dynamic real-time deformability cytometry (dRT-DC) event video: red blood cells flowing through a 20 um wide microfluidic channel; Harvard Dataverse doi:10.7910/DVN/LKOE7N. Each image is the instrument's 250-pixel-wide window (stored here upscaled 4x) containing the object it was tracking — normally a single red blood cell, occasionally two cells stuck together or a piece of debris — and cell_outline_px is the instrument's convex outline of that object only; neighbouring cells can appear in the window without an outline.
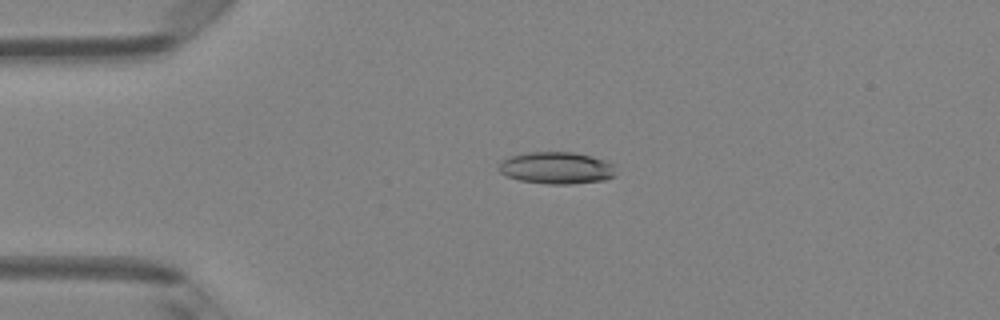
{"species": "Egyptian fruit bat (a non-hibernating species)", "species_latin": "Rousettus aegyptiacus", "temperature_condition": "room temperature", "stored_images_in_passage": 8, "camera_frame_rate_fps": 3000, "um_per_image_px": 0.085, "animal": {"sex": "female"}, "frame": {"image": 1, "passage_image": 4, "time_ms": 3.333, "image_size_px": [1000, 320], "cell_outline_px": [[616, 176], [604, 180], [572, 184], [548, 184], [520, 180], [504, 176], [496, 168], [500, 160], [508, 156], [528, 152], [572, 152], [592, 156], [604, 160], [612, 164]], "centroid_in_image_um": [47.24, 14.27], "position_along_channel_um": 37.8, "area_um2": 22.08}}
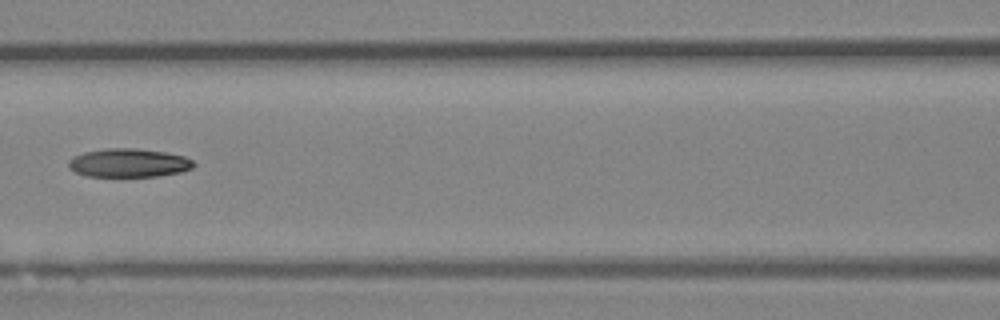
{"frame": {"image": 2, "passage_image": 7, "time_ms": 7.0, "image_size_px": [1000, 320], "cell_outline_px": [[196, 164], [192, 168], [180, 172], [156, 176], [84, 176], [68, 168], [68, 160], [72, 156], [84, 152], [108, 148], [136, 148], [164, 152], [184, 156], [192, 160]], "centroid_in_image_um": [10.91, 13.84], "position_along_channel_um": 155.7, "area_um2": 20.87}}
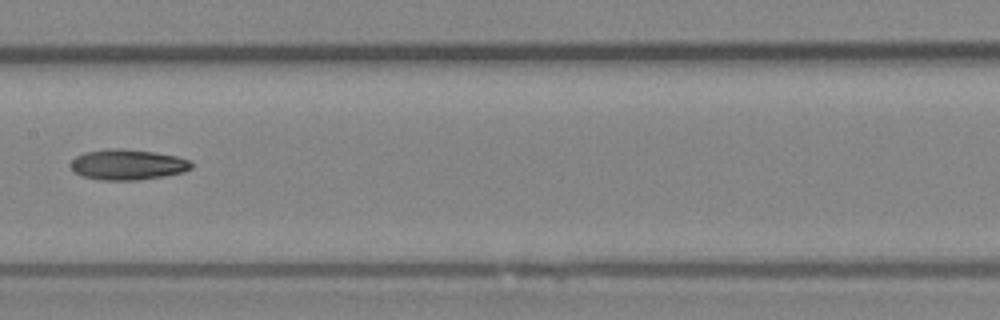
{"frame": {"image": 3, "passage_image": 8, "time_ms": 8.0, "image_size_px": [1000, 320], "cell_outline_px": [[192, 168], [184, 172], [164, 176], [140, 180], [100, 180], [80, 176], [72, 168], [72, 160], [76, 156], [84, 152], [108, 148], [120, 148], [152, 152], [176, 156], [188, 160], [192, 164]], "centroid_in_image_um": [10.84, 13.99], "position_along_channel_um": 196.6, "area_um2": 21.44}}